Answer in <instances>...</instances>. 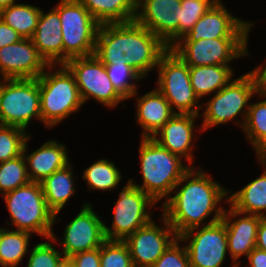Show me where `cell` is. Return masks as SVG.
<instances>
[{
    "mask_svg": "<svg viewBox=\"0 0 266 267\" xmlns=\"http://www.w3.org/2000/svg\"><path fill=\"white\" fill-rule=\"evenodd\" d=\"M256 247L266 251V216L260 217V222L257 229Z\"/></svg>",
    "mask_w": 266,
    "mask_h": 267,
    "instance_id": "42",
    "label": "cell"
},
{
    "mask_svg": "<svg viewBox=\"0 0 266 267\" xmlns=\"http://www.w3.org/2000/svg\"><path fill=\"white\" fill-rule=\"evenodd\" d=\"M16 0H0V11L4 8L9 7L12 4H15Z\"/></svg>",
    "mask_w": 266,
    "mask_h": 267,
    "instance_id": "46",
    "label": "cell"
},
{
    "mask_svg": "<svg viewBox=\"0 0 266 267\" xmlns=\"http://www.w3.org/2000/svg\"><path fill=\"white\" fill-rule=\"evenodd\" d=\"M56 267H74L73 260L71 257L63 256L56 264Z\"/></svg>",
    "mask_w": 266,
    "mask_h": 267,
    "instance_id": "45",
    "label": "cell"
},
{
    "mask_svg": "<svg viewBox=\"0 0 266 267\" xmlns=\"http://www.w3.org/2000/svg\"><path fill=\"white\" fill-rule=\"evenodd\" d=\"M72 171V167L68 164L40 182L47 207L54 214V221L58 213L75 193Z\"/></svg>",
    "mask_w": 266,
    "mask_h": 267,
    "instance_id": "24",
    "label": "cell"
},
{
    "mask_svg": "<svg viewBox=\"0 0 266 267\" xmlns=\"http://www.w3.org/2000/svg\"><path fill=\"white\" fill-rule=\"evenodd\" d=\"M162 217L165 227H159L152 220L124 240L129 247L134 267L152 266L178 238L167 219L163 215Z\"/></svg>",
    "mask_w": 266,
    "mask_h": 267,
    "instance_id": "15",
    "label": "cell"
},
{
    "mask_svg": "<svg viewBox=\"0 0 266 267\" xmlns=\"http://www.w3.org/2000/svg\"><path fill=\"white\" fill-rule=\"evenodd\" d=\"M30 236L26 231L0 228V265L16 267L28 253Z\"/></svg>",
    "mask_w": 266,
    "mask_h": 267,
    "instance_id": "29",
    "label": "cell"
},
{
    "mask_svg": "<svg viewBox=\"0 0 266 267\" xmlns=\"http://www.w3.org/2000/svg\"><path fill=\"white\" fill-rule=\"evenodd\" d=\"M257 95L266 98L260 91ZM264 99L249 105L242 128L254 149L266 138V99Z\"/></svg>",
    "mask_w": 266,
    "mask_h": 267,
    "instance_id": "31",
    "label": "cell"
},
{
    "mask_svg": "<svg viewBox=\"0 0 266 267\" xmlns=\"http://www.w3.org/2000/svg\"><path fill=\"white\" fill-rule=\"evenodd\" d=\"M177 238L150 267H190L189 255L186 246L179 247Z\"/></svg>",
    "mask_w": 266,
    "mask_h": 267,
    "instance_id": "38",
    "label": "cell"
},
{
    "mask_svg": "<svg viewBox=\"0 0 266 267\" xmlns=\"http://www.w3.org/2000/svg\"><path fill=\"white\" fill-rule=\"evenodd\" d=\"M60 66L58 71H44L38 77L41 119L47 128L59 124L83 105L75 77L64 64Z\"/></svg>",
    "mask_w": 266,
    "mask_h": 267,
    "instance_id": "5",
    "label": "cell"
},
{
    "mask_svg": "<svg viewBox=\"0 0 266 267\" xmlns=\"http://www.w3.org/2000/svg\"><path fill=\"white\" fill-rule=\"evenodd\" d=\"M21 39H23L22 36L0 18V49Z\"/></svg>",
    "mask_w": 266,
    "mask_h": 267,
    "instance_id": "40",
    "label": "cell"
},
{
    "mask_svg": "<svg viewBox=\"0 0 266 267\" xmlns=\"http://www.w3.org/2000/svg\"><path fill=\"white\" fill-rule=\"evenodd\" d=\"M168 49L159 37L134 20L100 25L94 56L104 65L128 64L144 78Z\"/></svg>",
    "mask_w": 266,
    "mask_h": 267,
    "instance_id": "1",
    "label": "cell"
},
{
    "mask_svg": "<svg viewBox=\"0 0 266 267\" xmlns=\"http://www.w3.org/2000/svg\"><path fill=\"white\" fill-rule=\"evenodd\" d=\"M77 216L64 229L63 256L90 251L102 246L106 241L104 223L93 211L90 203H85Z\"/></svg>",
    "mask_w": 266,
    "mask_h": 267,
    "instance_id": "18",
    "label": "cell"
},
{
    "mask_svg": "<svg viewBox=\"0 0 266 267\" xmlns=\"http://www.w3.org/2000/svg\"><path fill=\"white\" fill-rule=\"evenodd\" d=\"M258 155V162L266 165V138L254 149Z\"/></svg>",
    "mask_w": 266,
    "mask_h": 267,
    "instance_id": "44",
    "label": "cell"
},
{
    "mask_svg": "<svg viewBox=\"0 0 266 267\" xmlns=\"http://www.w3.org/2000/svg\"><path fill=\"white\" fill-rule=\"evenodd\" d=\"M55 9L61 22L63 64L75 57L94 55L100 24L79 0H60Z\"/></svg>",
    "mask_w": 266,
    "mask_h": 267,
    "instance_id": "7",
    "label": "cell"
},
{
    "mask_svg": "<svg viewBox=\"0 0 266 267\" xmlns=\"http://www.w3.org/2000/svg\"><path fill=\"white\" fill-rule=\"evenodd\" d=\"M108 77L114 89L126 100L135 97L137 87L127 79L142 80L143 77L128 64L105 65Z\"/></svg>",
    "mask_w": 266,
    "mask_h": 267,
    "instance_id": "34",
    "label": "cell"
},
{
    "mask_svg": "<svg viewBox=\"0 0 266 267\" xmlns=\"http://www.w3.org/2000/svg\"><path fill=\"white\" fill-rule=\"evenodd\" d=\"M258 92L259 79L254 69L240 78L231 80L225 87L213 93L214 96L207 102L202 113L201 130L204 131L212 126L233 121L239 113L242 114L244 120L243 123L238 121V124L243 128L249 109V101Z\"/></svg>",
    "mask_w": 266,
    "mask_h": 267,
    "instance_id": "6",
    "label": "cell"
},
{
    "mask_svg": "<svg viewBox=\"0 0 266 267\" xmlns=\"http://www.w3.org/2000/svg\"><path fill=\"white\" fill-rule=\"evenodd\" d=\"M253 23L238 19L218 0L179 41L200 39L248 38Z\"/></svg>",
    "mask_w": 266,
    "mask_h": 267,
    "instance_id": "16",
    "label": "cell"
},
{
    "mask_svg": "<svg viewBox=\"0 0 266 267\" xmlns=\"http://www.w3.org/2000/svg\"><path fill=\"white\" fill-rule=\"evenodd\" d=\"M218 0H181V14L178 22V41L188 34L196 22Z\"/></svg>",
    "mask_w": 266,
    "mask_h": 267,
    "instance_id": "35",
    "label": "cell"
},
{
    "mask_svg": "<svg viewBox=\"0 0 266 267\" xmlns=\"http://www.w3.org/2000/svg\"><path fill=\"white\" fill-rule=\"evenodd\" d=\"M24 154L0 163V192L15 190L30 182Z\"/></svg>",
    "mask_w": 266,
    "mask_h": 267,
    "instance_id": "32",
    "label": "cell"
},
{
    "mask_svg": "<svg viewBox=\"0 0 266 267\" xmlns=\"http://www.w3.org/2000/svg\"><path fill=\"white\" fill-rule=\"evenodd\" d=\"M239 215H245V217L234 221L233 218H237ZM260 217L259 215L242 214L231 206L228 212L224 209L221 220L226 226L228 251L234 261V265H239L240 262H237L239 257L243 255L247 257L256 247Z\"/></svg>",
    "mask_w": 266,
    "mask_h": 267,
    "instance_id": "19",
    "label": "cell"
},
{
    "mask_svg": "<svg viewBox=\"0 0 266 267\" xmlns=\"http://www.w3.org/2000/svg\"><path fill=\"white\" fill-rule=\"evenodd\" d=\"M28 136L25 129L0 124V163L22 155Z\"/></svg>",
    "mask_w": 266,
    "mask_h": 267,
    "instance_id": "33",
    "label": "cell"
},
{
    "mask_svg": "<svg viewBox=\"0 0 266 267\" xmlns=\"http://www.w3.org/2000/svg\"><path fill=\"white\" fill-rule=\"evenodd\" d=\"M232 70L224 65L189 67L190 82L198 99L225 87L234 76Z\"/></svg>",
    "mask_w": 266,
    "mask_h": 267,
    "instance_id": "27",
    "label": "cell"
},
{
    "mask_svg": "<svg viewBox=\"0 0 266 267\" xmlns=\"http://www.w3.org/2000/svg\"><path fill=\"white\" fill-rule=\"evenodd\" d=\"M157 89L176 113L199 115L202 106L196 96L189 75V66L170 48L161 56L158 66Z\"/></svg>",
    "mask_w": 266,
    "mask_h": 267,
    "instance_id": "9",
    "label": "cell"
},
{
    "mask_svg": "<svg viewBox=\"0 0 266 267\" xmlns=\"http://www.w3.org/2000/svg\"><path fill=\"white\" fill-rule=\"evenodd\" d=\"M250 267H266V251L255 247L247 256Z\"/></svg>",
    "mask_w": 266,
    "mask_h": 267,
    "instance_id": "41",
    "label": "cell"
},
{
    "mask_svg": "<svg viewBox=\"0 0 266 267\" xmlns=\"http://www.w3.org/2000/svg\"><path fill=\"white\" fill-rule=\"evenodd\" d=\"M199 115L175 113L156 133L153 139L161 146L181 158H185L191 165L193 162L192 139L194 122ZM160 134V135H159ZM159 136V138L157 137Z\"/></svg>",
    "mask_w": 266,
    "mask_h": 267,
    "instance_id": "20",
    "label": "cell"
},
{
    "mask_svg": "<svg viewBox=\"0 0 266 267\" xmlns=\"http://www.w3.org/2000/svg\"><path fill=\"white\" fill-rule=\"evenodd\" d=\"M266 169V165H263ZM228 203L242 214L266 216V170L244 188L228 196Z\"/></svg>",
    "mask_w": 266,
    "mask_h": 267,
    "instance_id": "26",
    "label": "cell"
},
{
    "mask_svg": "<svg viewBox=\"0 0 266 267\" xmlns=\"http://www.w3.org/2000/svg\"><path fill=\"white\" fill-rule=\"evenodd\" d=\"M100 267H134L128 245L120 240H106L100 247Z\"/></svg>",
    "mask_w": 266,
    "mask_h": 267,
    "instance_id": "36",
    "label": "cell"
},
{
    "mask_svg": "<svg viewBox=\"0 0 266 267\" xmlns=\"http://www.w3.org/2000/svg\"><path fill=\"white\" fill-rule=\"evenodd\" d=\"M257 73L259 79V91L266 96V66L262 67L260 65L258 68L254 69Z\"/></svg>",
    "mask_w": 266,
    "mask_h": 267,
    "instance_id": "43",
    "label": "cell"
},
{
    "mask_svg": "<svg viewBox=\"0 0 266 267\" xmlns=\"http://www.w3.org/2000/svg\"><path fill=\"white\" fill-rule=\"evenodd\" d=\"M178 238L180 242L191 239L185 245L190 267L222 266L228 250L226 226L222 220H210L205 226L191 228L180 234ZM232 267L235 265L233 264Z\"/></svg>",
    "mask_w": 266,
    "mask_h": 267,
    "instance_id": "13",
    "label": "cell"
},
{
    "mask_svg": "<svg viewBox=\"0 0 266 267\" xmlns=\"http://www.w3.org/2000/svg\"><path fill=\"white\" fill-rule=\"evenodd\" d=\"M39 54L31 39L20 41L0 49V72L2 79H34L44 71L53 69Z\"/></svg>",
    "mask_w": 266,
    "mask_h": 267,
    "instance_id": "17",
    "label": "cell"
},
{
    "mask_svg": "<svg viewBox=\"0 0 266 267\" xmlns=\"http://www.w3.org/2000/svg\"><path fill=\"white\" fill-rule=\"evenodd\" d=\"M175 113L157 87L138 97L136 114L138 124L143 127L142 137H153Z\"/></svg>",
    "mask_w": 266,
    "mask_h": 267,
    "instance_id": "23",
    "label": "cell"
},
{
    "mask_svg": "<svg viewBox=\"0 0 266 267\" xmlns=\"http://www.w3.org/2000/svg\"><path fill=\"white\" fill-rule=\"evenodd\" d=\"M16 230L39 234L53 242L54 214L48 209L41 183L30 181L26 185L2 194Z\"/></svg>",
    "mask_w": 266,
    "mask_h": 267,
    "instance_id": "4",
    "label": "cell"
},
{
    "mask_svg": "<svg viewBox=\"0 0 266 267\" xmlns=\"http://www.w3.org/2000/svg\"><path fill=\"white\" fill-rule=\"evenodd\" d=\"M62 257L63 253L56 250L49 241L39 243L30 252L27 267H56Z\"/></svg>",
    "mask_w": 266,
    "mask_h": 267,
    "instance_id": "37",
    "label": "cell"
},
{
    "mask_svg": "<svg viewBox=\"0 0 266 267\" xmlns=\"http://www.w3.org/2000/svg\"><path fill=\"white\" fill-rule=\"evenodd\" d=\"M120 172L115 163L108 159H99L84 171L82 177L89 190H114L122 179Z\"/></svg>",
    "mask_w": 266,
    "mask_h": 267,
    "instance_id": "30",
    "label": "cell"
},
{
    "mask_svg": "<svg viewBox=\"0 0 266 267\" xmlns=\"http://www.w3.org/2000/svg\"><path fill=\"white\" fill-rule=\"evenodd\" d=\"M29 137L25 142L23 154L26 164L29 166H27V169L30 168L27 171L30 181L40 183L55 171L70 164L66 146L54 140L47 141L39 149L26 156Z\"/></svg>",
    "mask_w": 266,
    "mask_h": 267,
    "instance_id": "22",
    "label": "cell"
},
{
    "mask_svg": "<svg viewBox=\"0 0 266 267\" xmlns=\"http://www.w3.org/2000/svg\"><path fill=\"white\" fill-rule=\"evenodd\" d=\"M39 54L49 65L63 64V40L58 11L47 14L41 10L37 28L31 38Z\"/></svg>",
    "mask_w": 266,
    "mask_h": 267,
    "instance_id": "21",
    "label": "cell"
},
{
    "mask_svg": "<svg viewBox=\"0 0 266 267\" xmlns=\"http://www.w3.org/2000/svg\"><path fill=\"white\" fill-rule=\"evenodd\" d=\"M118 197L112 229L104 223L106 240L124 241L130 234L152 221L150 211L146 209L156 202L142 190L127 183Z\"/></svg>",
    "mask_w": 266,
    "mask_h": 267,
    "instance_id": "11",
    "label": "cell"
},
{
    "mask_svg": "<svg viewBox=\"0 0 266 267\" xmlns=\"http://www.w3.org/2000/svg\"><path fill=\"white\" fill-rule=\"evenodd\" d=\"M100 24L127 23L135 20L137 0H79Z\"/></svg>",
    "mask_w": 266,
    "mask_h": 267,
    "instance_id": "25",
    "label": "cell"
},
{
    "mask_svg": "<svg viewBox=\"0 0 266 267\" xmlns=\"http://www.w3.org/2000/svg\"><path fill=\"white\" fill-rule=\"evenodd\" d=\"M41 13V9L29 4L15 3L0 11V18L17 31L22 38L31 39Z\"/></svg>",
    "mask_w": 266,
    "mask_h": 267,
    "instance_id": "28",
    "label": "cell"
},
{
    "mask_svg": "<svg viewBox=\"0 0 266 267\" xmlns=\"http://www.w3.org/2000/svg\"><path fill=\"white\" fill-rule=\"evenodd\" d=\"M182 183L185 184L175 191V195H170L162 204V215L178 236L191 228L202 226L203 220L212 212H215L212 221L222 219L224 208L217 205L228 195L227 189L201 169L197 172L192 167L182 176L174 190Z\"/></svg>",
    "mask_w": 266,
    "mask_h": 267,
    "instance_id": "2",
    "label": "cell"
},
{
    "mask_svg": "<svg viewBox=\"0 0 266 267\" xmlns=\"http://www.w3.org/2000/svg\"><path fill=\"white\" fill-rule=\"evenodd\" d=\"M1 80L0 124L26 130L31 119L42 122L38 78Z\"/></svg>",
    "mask_w": 266,
    "mask_h": 267,
    "instance_id": "8",
    "label": "cell"
},
{
    "mask_svg": "<svg viewBox=\"0 0 266 267\" xmlns=\"http://www.w3.org/2000/svg\"><path fill=\"white\" fill-rule=\"evenodd\" d=\"M74 267H100V247L71 256Z\"/></svg>",
    "mask_w": 266,
    "mask_h": 267,
    "instance_id": "39",
    "label": "cell"
},
{
    "mask_svg": "<svg viewBox=\"0 0 266 267\" xmlns=\"http://www.w3.org/2000/svg\"><path fill=\"white\" fill-rule=\"evenodd\" d=\"M136 10L135 21L159 37L168 48L178 42L181 0H137Z\"/></svg>",
    "mask_w": 266,
    "mask_h": 267,
    "instance_id": "14",
    "label": "cell"
},
{
    "mask_svg": "<svg viewBox=\"0 0 266 267\" xmlns=\"http://www.w3.org/2000/svg\"><path fill=\"white\" fill-rule=\"evenodd\" d=\"M247 39L218 38L200 39L199 41H178L170 49L189 67L229 66L230 61L249 55Z\"/></svg>",
    "mask_w": 266,
    "mask_h": 267,
    "instance_id": "10",
    "label": "cell"
},
{
    "mask_svg": "<svg viewBox=\"0 0 266 267\" xmlns=\"http://www.w3.org/2000/svg\"><path fill=\"white\" fill-rule=\"evenodd\" d=\"M64 65L75 77L83 104L92 97L113 108L125 100L114 89L105 65L94 55L71 58Z\"/></svg>",
    "mask_w": 266,
    "mask_h": 267,
    "instance_id": "12",
    "label": "cell"
},
{
    "mask_svg": "<svg viewBox=\"0 0 266 267\" xmlns=\"http://www.w3.org/2000/svg\"><path fill=\"white\" fill-rule=\"evenodd\" d=\"M139 148L143 183H128L149 195L156 203L174 192L176 184L191 168L183 165L180 156L161 146L153 137H142Z\"/></svg>",
    "mask_w": 266,
    "mask_h": 267,
    "instance_id": "3",
    "label": "cell"
}]
</instances>
